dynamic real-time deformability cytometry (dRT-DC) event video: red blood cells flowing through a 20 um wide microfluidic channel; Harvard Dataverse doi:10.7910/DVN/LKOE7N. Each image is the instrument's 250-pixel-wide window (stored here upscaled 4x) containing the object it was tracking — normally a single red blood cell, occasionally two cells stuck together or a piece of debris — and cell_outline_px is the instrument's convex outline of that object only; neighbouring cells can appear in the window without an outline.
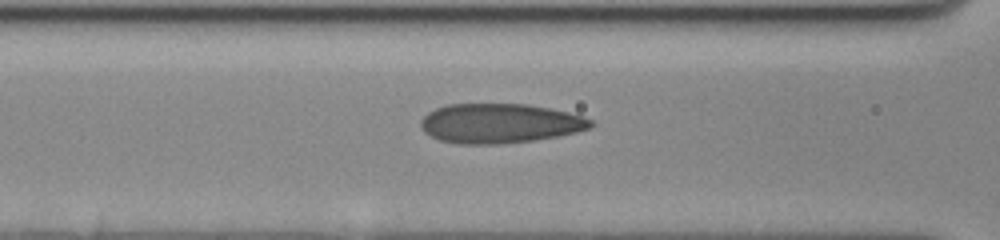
{"species": "human", "species_latin": "Homo sapiens", "temperature_condition": "cold", "stored_images_in_passage": 52, "camera_frame_rate_fps": 3000, "um_per_image_px": 0.085, "donor": {"sex": "female"}, "frame": {"image": 1, "passage_image": 26, "time_ms": 8.333, "image_size_px": [1000, 240], "cell_outline_px": [[596, 124], [592, 128], [576, 132], [536, 140], [500, 144], [460, 144], [440, 140], [424, 132], [420, 128], [420, 120], [428, 112], [436, 108], [448, 104], [528, 104], [552, 108], [584, 116], [592, 120]], "centroid_in_image_um": [42.51, 10.48], "position_along_channel_um": 124.1, "area_um2": 39.54}}
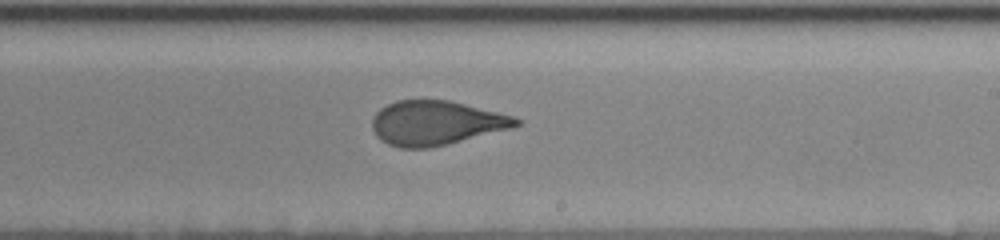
{"frame": {"image": 2, "passage_image": 37, "time_ms": 12.0, "image_size_px": [1000, 240], "cell_outline_px": [[520, 124], [512, 128], [448, 144], [428, 148], [400, 148], [388, 144], [380, 140], [376, 136], [372, 128], [372, 120], [376, 112], [380, 108], [396, 100], [448, 100], [516, 116], [520, 120]], "centroid_in_image_um": [37.06, 10.45], "position_along_channel_um": 251.9, "area_um2": 37.28}}
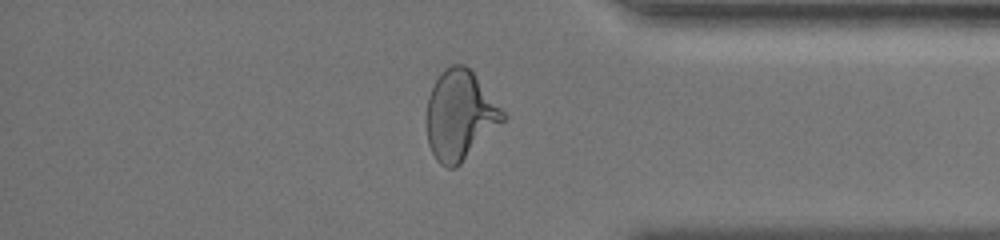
{"frame": {"image": 3, "passage_image": 50, "time_ms": 16.333, "image_size_px": [1000, 240], "cell_outline_px": [[508, 116], [456, 168], [448, 168], [440, 164], [436, 160], [428, 144], [428, 96], [440, 72], [444, 68], [452, 64], [464, 64], [472, 72]], "centroid_in_image_um": [39.09, 9.8], "position_along_channel_um": 396.1, "area_um2": 39.07}}